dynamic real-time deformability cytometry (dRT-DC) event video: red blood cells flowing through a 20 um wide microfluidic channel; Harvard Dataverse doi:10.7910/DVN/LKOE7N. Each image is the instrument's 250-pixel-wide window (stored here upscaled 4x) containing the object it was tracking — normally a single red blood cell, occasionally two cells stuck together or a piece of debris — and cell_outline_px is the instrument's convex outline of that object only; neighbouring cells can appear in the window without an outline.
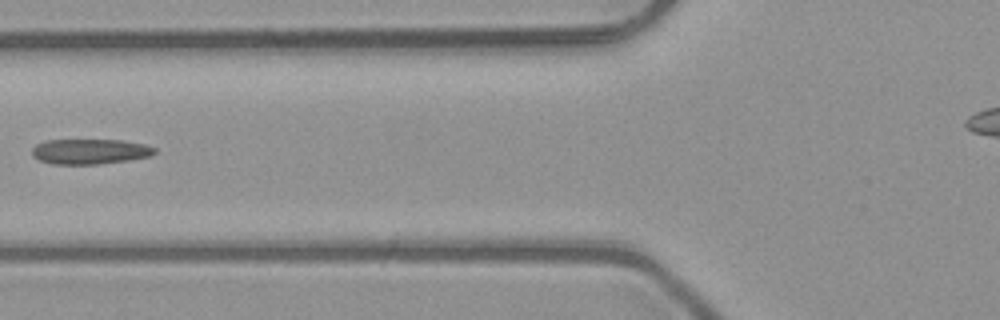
{"species": "common noctule bat (a hibernating species)", "species_latin": "Nyctalus noctula", "temperature_condition": "room temperature", "stored_images_in_passage": 6, "camera_frame_rate_fps": 3000, "um_per_image_px": 0.085, "animal": {"sex": "male", "body_mass_g": 23.1, "forearm_length_mm": 52.7}, "frame": {"image": 1, "passage_image": 6, "time_ms": 1.667, "image_size_px": [1000, 320], "cell_outline_px": [[156, 152], [152, 156], [128, 160], [96, 164], [52, 164], [40, 160], [32, 156], [32, 148], [36, 144], [44, 140], [120, 140], [144, 144], [156, 148]], "centroid_in_image_um": [7.63, 12.87], "position_along_channel_um": 118.2, "area_um2": 18.03}}